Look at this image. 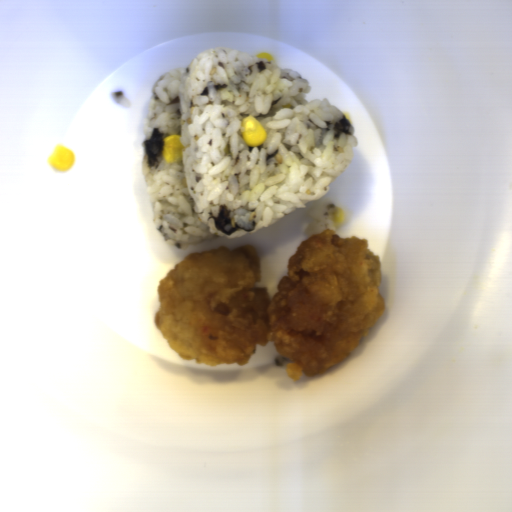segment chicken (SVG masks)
<instances>
[{"instance_id":"obj_1","label":"chicken","mask_w":512,"mask_h":512,"mask_svg":"<svg viewBox=\"0 0 512 512\" xmlns=\"http://www.w3.org/2000/svg\"><path fill=\"white\" fill-rule=\"evenodd\" d=\"M368 237L332 228L297 246L269 299L254 245L187 254L156 286L155 328L184 360L243 366L257 345L309 378L342 361L370 335L386 310L383 267Z\"/></svg>"}]
</instances>
